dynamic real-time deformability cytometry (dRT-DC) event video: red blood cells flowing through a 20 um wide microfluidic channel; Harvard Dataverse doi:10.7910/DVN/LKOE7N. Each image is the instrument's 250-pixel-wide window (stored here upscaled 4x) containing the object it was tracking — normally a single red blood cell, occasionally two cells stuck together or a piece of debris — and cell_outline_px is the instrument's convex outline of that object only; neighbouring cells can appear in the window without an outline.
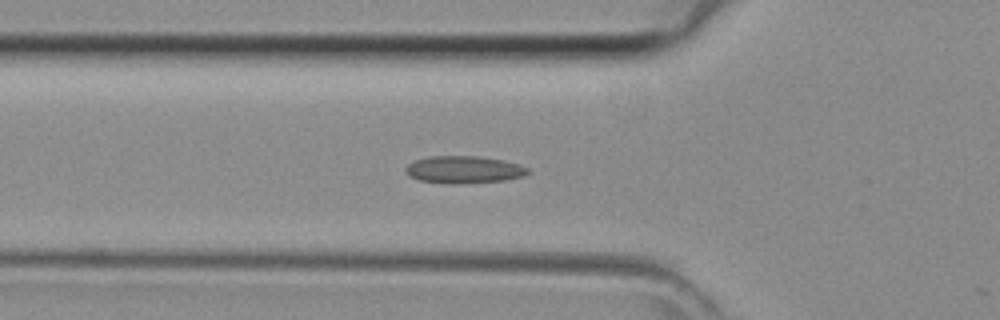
{"species": "common noctule bat (a hibernating species)", "species_latin": "Nyctalus noctula", "temperature_condition": "room temperature", "stored_images_in_passage": 15, "camera_frame_rate_fps": 3000, "um_per_image_px": 0.085, "animal": {"sex": "female", "body_mass_g": 29.2, "forearm_length_mm": 56.3}, "frame": {"image": 1, "passage_image": 14, "time_ms": 4.333, "image_size_px": [1000, 320], "cell_outline_px": [[532, 172], [524, 176], [504, 180], [452, 184], [444, 184], [420, 180], [408, 176], [404, 172], [404, 168], [408, 164], [416, 160], [428, 156], [476, 156], [504, 160], [528, 168]], "centroid_in_image_um": [39.39, 14.42], "position_along_channel_um": 86.4, "area_um2": 19.54}}